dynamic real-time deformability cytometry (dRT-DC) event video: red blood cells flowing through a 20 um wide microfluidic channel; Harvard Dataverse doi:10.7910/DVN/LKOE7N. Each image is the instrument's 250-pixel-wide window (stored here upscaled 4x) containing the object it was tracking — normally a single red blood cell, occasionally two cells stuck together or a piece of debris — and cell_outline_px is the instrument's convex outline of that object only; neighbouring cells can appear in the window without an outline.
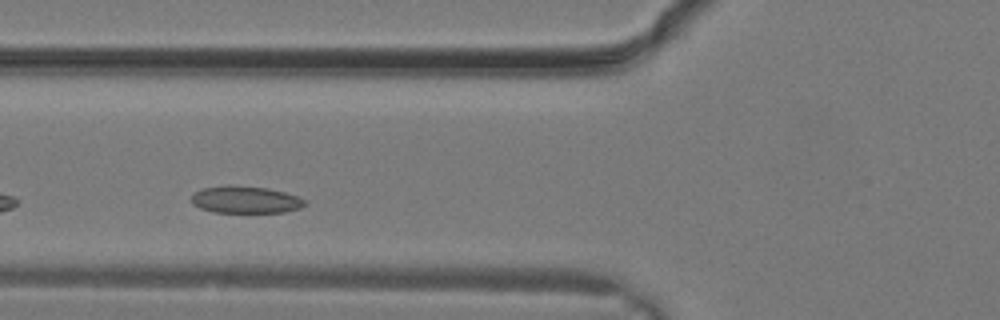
{"species": "common noctule bat (a hibernating species)", "species_latin": "Nyctalus noctula", "temperature_condition": "warm", "stored_images_in_passage": 8, "camera_frame_rate_fps": 3000, "um_per_image_px": 0.085, "animal": {"sex": "male", "body_mass_g": 19.2, "forearm_length_mm": 51.8}, "frame": {"image": 1, "passage_image": 3, "time_ms": 0.667, "image_size_px": [1000, 320], "cell_outline_px": [[308, 204], [300, 208], [284, 212], [212, 212], [200, 208], [192, 204], [192, 196], [196, 192], [204, 188], [228, 184], [236, 184], [268, 188], [300, 196], [308, 200]], "centroid_in_image_um": [20.92, 16.96], "position_along_channel_um": 104.9, "area_um2": 18.26}}
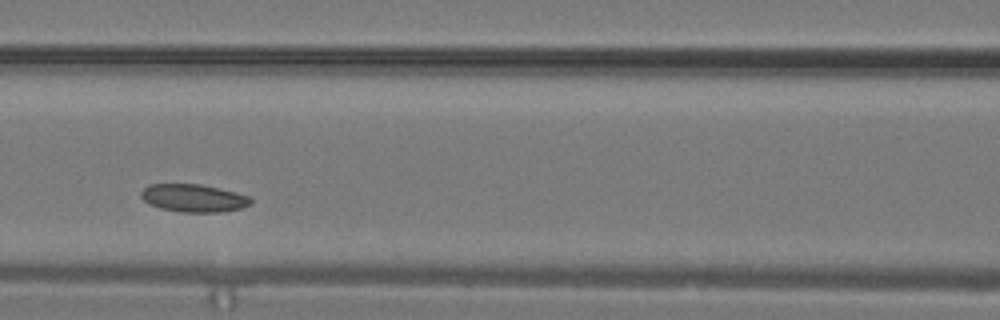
{"frame": {"image": 2, "passage_image": 5, "time_ms": 1.333, "image_size_px": [1000, 320], "cell_outline_px": [[252, 200], [248, 204], [240, 208], [220, 212], [180, 212], [160, 208], [148, 204], [140, 196], [140, 192], [148, 184], [200, 184], [236, 192], [248, 196]], "centroid_in_image_um": [16.4, 16.83], "position_along_channel_um": 150.2, "area_um2": 17.69}}